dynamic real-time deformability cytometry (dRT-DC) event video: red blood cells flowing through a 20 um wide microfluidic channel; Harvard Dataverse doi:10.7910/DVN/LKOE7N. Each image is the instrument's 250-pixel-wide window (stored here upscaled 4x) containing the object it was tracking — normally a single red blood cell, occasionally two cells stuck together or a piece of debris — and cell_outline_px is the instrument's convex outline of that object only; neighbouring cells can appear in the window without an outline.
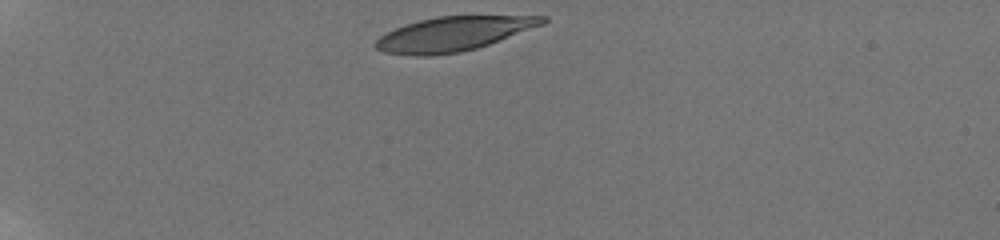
{"species": "human", "species_latin": "Homo sapiens", "temperature_condition": "room temperature", "stored_images_in_passage": 4, "camera_frame_rate_fps": 3000, "um_per_image_px": 0.085, "donor": {"sex": "male"}, "frame": {"image": 1, "passage_image": 1, "time_ms": 0.0, "image_size_px": [1000, 240], "cell_outline_px": [[548, 20], [544, 24], [488, 44], [476, 48], [460, 52], [432, 56], [412, 56], [384, 52], [376, 48], [372, 44], [380, 36], [404, 24], [436, 16], [548, 16]], "centroid_in_image_um": [38.5, 2.88], "position_along_channel_um": 46.5, "area_um2": 33.23}}